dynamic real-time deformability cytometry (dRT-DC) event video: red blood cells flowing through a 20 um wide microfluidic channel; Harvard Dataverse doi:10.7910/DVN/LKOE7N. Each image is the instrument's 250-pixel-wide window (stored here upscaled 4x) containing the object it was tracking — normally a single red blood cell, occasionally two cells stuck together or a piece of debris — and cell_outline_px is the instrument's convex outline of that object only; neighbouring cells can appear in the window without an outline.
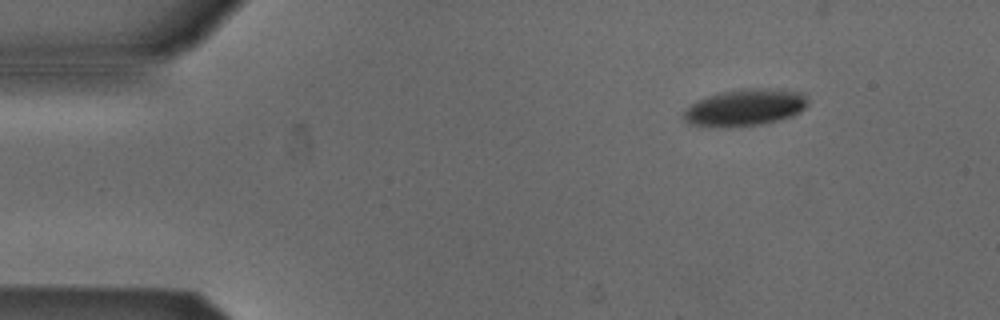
{"species": "Egyptian fruit bat (a non-hibernating species)", "species_latin": "Rousettus aegyptiacus", "temperature_condition": "cold", "stored_images_in_passage": 37, "camera_frame_rate_fps": 3000, "um_per_image_px": 0.085, "animal": {"sex": "male"}, "frame": {"image": 1, "passage_image": 1, "time_ms": 0.0, "image_size_px": [1000, 320], "cell_outline_px": [[808, 104], [800, 112], [792, 116], [760, 124], [728, 128], [716, 128], [688, 124], [684, 120], [684, 112], [696, 100], [720, 92], [744, 88], [780, 88], [804, 92], [808, 100]], "centroid_in_image_um": [63.34, 9.13], "position_along_channel_um": 21.7, "area_um2": 27.11}}
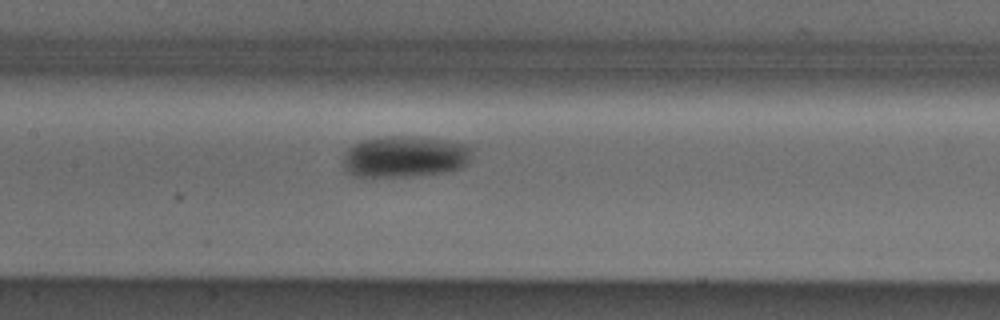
{"frame": {"image": 2, "passage_image": 19, "time_ms": 6.0, "image_size_px": [1000, 320], "cell_outline_px": [[472, 148], [468, 160], [460, 168], [444, 172], [412, 176], [352, 176], [344, 168], [344, 152], [352, 144], [364, 140], [388, 136], [416, 136], [468, 144]], "centroid_in_image_um": [34.38, 13.3], "position_along_channel_um": 173.0, "area_um2": 30.92}}
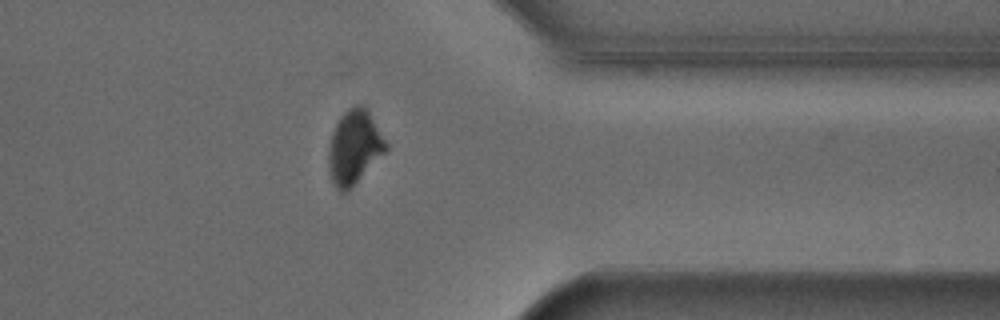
{"frame": {"image": 3, "passage_image": 36, "time_ms": 11.667, "image_size_px": [1000, 320], "cell_outline_px": [[388, 148], [352, 188], [348, 192], [340, 192], [332, 184], [328, 172], [328, 144], [332, 132], [340, 116], [348, 108], [356, 104], [364, 104], [388, 144]], "centroid_in_image_um": [30.08, 12.53], "position_along_channel_um": 381.3, "area_um2": 25.03}}